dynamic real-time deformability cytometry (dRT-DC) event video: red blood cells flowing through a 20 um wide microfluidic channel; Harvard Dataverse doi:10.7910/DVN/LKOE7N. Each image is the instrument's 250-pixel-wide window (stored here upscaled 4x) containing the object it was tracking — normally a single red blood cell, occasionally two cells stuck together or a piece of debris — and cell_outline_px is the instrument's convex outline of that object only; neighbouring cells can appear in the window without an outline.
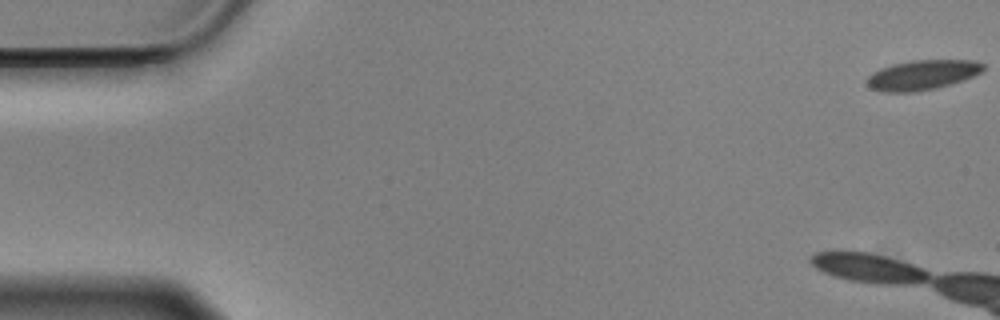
{"species": "Egyptian fruit bat (a non-hibernating species)", "species_latin": "Rousettus aegyptiacus", "temperature_condition": "cold", "stored_images_in_passage": 7, "camera_frame_rate_fps": 3000, "um_per_image_px": 0.085, "animal": {"sex": "male"}, "frame": {"image": 1, "passage_image": 1, "time_ms": 0.0, "image_size_px": [1000, 320], "cell_outline_px": [[984, 68], [980, 72], [964, 80], [936, 88], [916, 92], [880, 92], [872, 88], [868, 84], [868, 76], [872, 72], [880, 68], [892, 64], [912, 60], [976, 60], [984, 64]], "centroid_in_image_um": [78.39, 6.37], "position_along_channel_um": 6.6, "area_um2": 20.23}}